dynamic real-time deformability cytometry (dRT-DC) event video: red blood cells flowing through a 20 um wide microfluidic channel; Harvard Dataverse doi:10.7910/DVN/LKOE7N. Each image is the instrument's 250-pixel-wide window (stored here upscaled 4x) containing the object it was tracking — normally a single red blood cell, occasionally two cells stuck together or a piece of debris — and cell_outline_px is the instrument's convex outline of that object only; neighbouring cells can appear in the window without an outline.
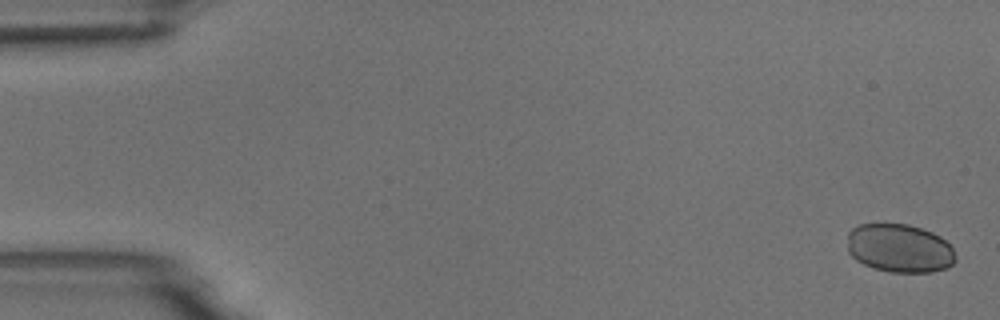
{"species": "common noctule bat (a hibernating species)", "species_latin": "Nyctalus noctula", "temperature_condition": "room temperature", "stored_images_in_passage": 6, "camera_frame_rate_fps": 3000, "um_per_image_px": 0.085, "animal": {"sex": "male", "body_mass_g": 18.8}, "frame": {"image": 1, "passage_image": 1, "time_ms": 0.0, "image_size_px": [1000, 320], "cell_outline_px": [[956, 260], [948, 268], [932, 272], [888, 272], [872, 268], [856, 260], [848, 252], [848, 232], [852, 228], [860, 224], [908, 224], [932, 232], [940, 236], [952, 248], [956, 256]], "centroid_in_image_um": [76.46, 21.11], "position_along_channel_um": 8.5, "area_um2": 30.75}}
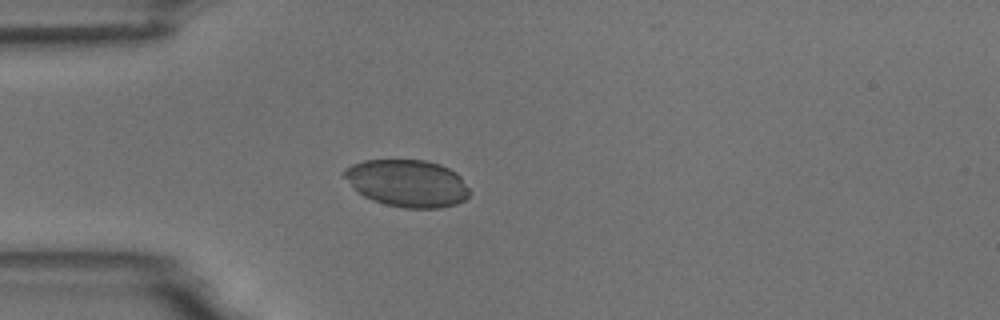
{"frame": {"image": 2, "passage_image": 5, "time_ms": 4.667, "image_size_px": [1000, 320], "cell_outline_px": [[468, 196], [464, 200], [456, 204], [440, 208], [404, 208], [384, 204], [372, 200], [364, 196], [352, 188], [340, 172], [344, 168], [352, 164], [364, 160], [424, 160], [440, 164], [456, 172], [460, 176], [468, 188]], "centroid_in_image_um": [34.57, 15.57], "position_along_channel_um": 50.4, "area_um2": 34.68}}